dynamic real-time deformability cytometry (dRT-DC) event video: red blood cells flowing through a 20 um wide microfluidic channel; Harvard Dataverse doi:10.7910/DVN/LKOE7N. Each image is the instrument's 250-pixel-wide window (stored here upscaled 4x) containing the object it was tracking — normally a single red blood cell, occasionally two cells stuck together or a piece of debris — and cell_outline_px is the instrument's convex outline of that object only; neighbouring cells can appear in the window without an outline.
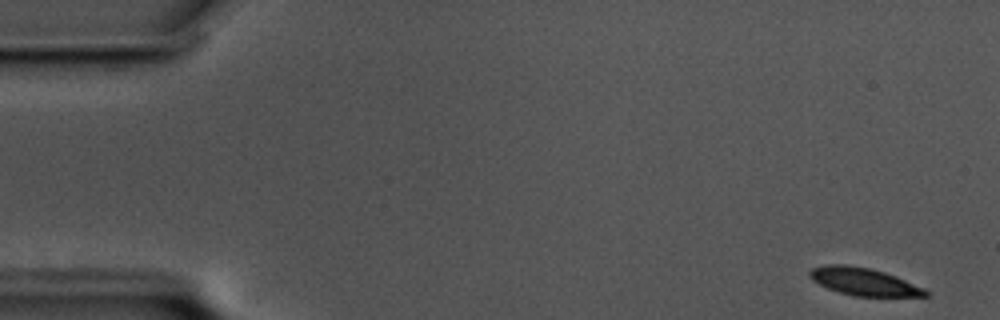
{"species": "common noctule bat (a hibernating species)", "species_latin": "Nyctalus noctula", "temperature_condition": "cold", "stored_images_in_passage": 57, "camera_frame_rate_fps": 3000, "um_per_image_px": 0.085, "animal": {"sex": "male", "body_mass_g": 17.5, "forearm_length_mm": 52.3}, "frame": {"image": 1, "passage_image": 1, "time_ms": 0.0, "image_size_px": [1000, 320], "cell_outline_px": [[928, 296], [856, 296], [840, 292], [828, 288], [812, 280], [808, 276], [808, 272], [812, 268], [828, 264], [844, 264], [868, 268], [884, 272], [924, 288], [928, 292]], "centroid_in_image_um": [73.38, 23.93], "position_along_channel_um": 11.6, "area_um2": 18.26}}
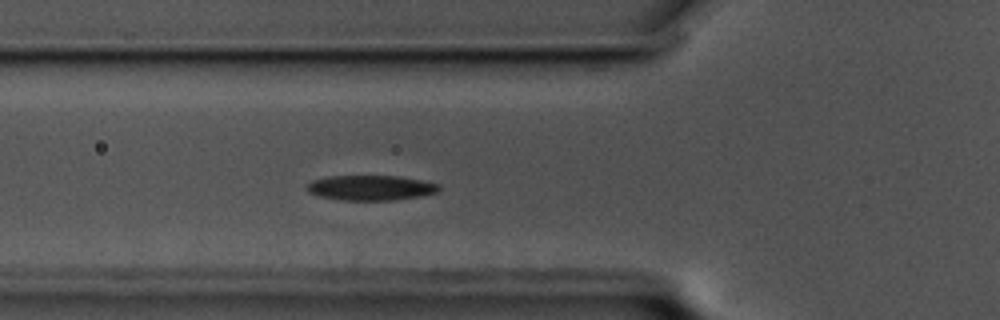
{"frame": {"image": 2, "passage_image": 19, "time_ms": 6.0, "image_size_px": [1000, 320], "cell_outline_px": [[440, 192], [420, 196], [396, 200], [344, 200], [320, 196], [308, 192], [308, 184], [312, 180], [328, 176], [396, 176], [420, 180], [440, 184]], "centroid_in_image_um": [31.55, 15.96], "position_along_channel_um": 94.2, "area_um2": 19.19}}
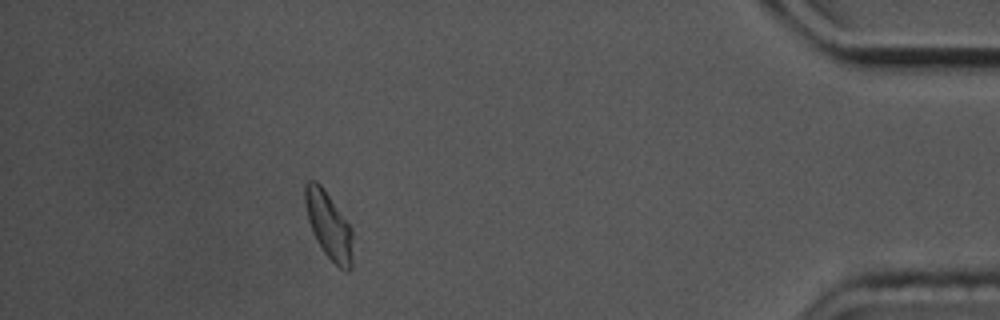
{"frame": {"image": 3, "passage_image": 51, "time_ms": 16.667, "image_size_px": [1000, 320], "cell_outline_px": [[352, 268], [348, 272], [340, 268], [324, 252], [316, 240], [312, 232], [308, 220], [304, 204], [304, 184], [308, 180], [316, 180], [320, 184], [352, 228]], "centroid_in_image_um": [27.93, 19.15], "position_along_channel_um": 407.3, "area_um2": 18.61}, "authors_computed_cell_mechanics": {"area_um2": 18.9006, "velocity_mm_per_s": 3.431, "shape_relaxation_time_tau1_ms": 3.3351, "shape_relaxation_time_tau2_ms": null, "deformation_change_tau1": 0.1015, "deformation_change_tau2": null}}